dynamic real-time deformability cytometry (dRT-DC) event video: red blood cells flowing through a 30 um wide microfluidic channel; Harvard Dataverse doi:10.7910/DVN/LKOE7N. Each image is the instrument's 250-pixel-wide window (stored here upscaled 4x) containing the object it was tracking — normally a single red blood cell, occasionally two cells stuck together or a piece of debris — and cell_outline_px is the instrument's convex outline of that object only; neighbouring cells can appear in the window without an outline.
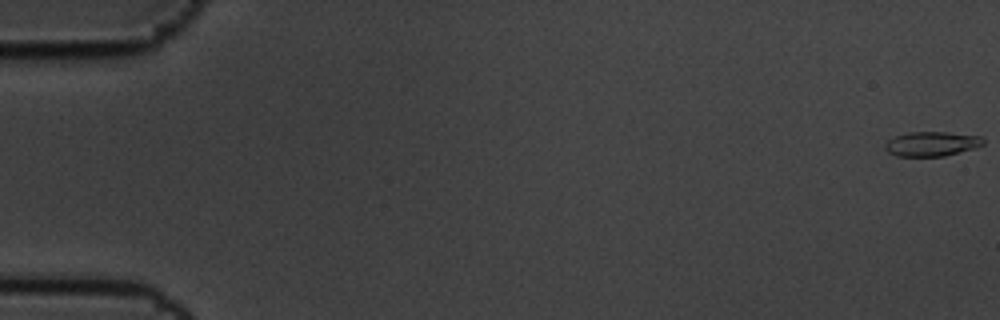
{"species": "common noctule bat (a hibernating species)", "species_latin": "Nyctalus noctula", "temperature_condition": "cold", "stored_images_in_passage": 4, "camera_frame_rate_fps": 3000, "um_per_image_px": 0.085, "animal": {"sex": "male", "body_mass_g": 19.5, "forearm_length_mm": 54.6}, "frame": {"image": 1, "passage_image": 1, "time_ms": 0.0, "image_size_px": [1000, 320], "cell_outline_px": [[984, 144], [976, 148], [944, 156], [896, 156], [888, 152], [884, 148], [884, 144], [888, 140], [896, 136], [908, 132], [944, 132], [980, 136], [984, 140]], "centroid_in_image_um": [79.19, 12.23], "position_along_channel_um": 5.8, "area_um2": 14.05}}